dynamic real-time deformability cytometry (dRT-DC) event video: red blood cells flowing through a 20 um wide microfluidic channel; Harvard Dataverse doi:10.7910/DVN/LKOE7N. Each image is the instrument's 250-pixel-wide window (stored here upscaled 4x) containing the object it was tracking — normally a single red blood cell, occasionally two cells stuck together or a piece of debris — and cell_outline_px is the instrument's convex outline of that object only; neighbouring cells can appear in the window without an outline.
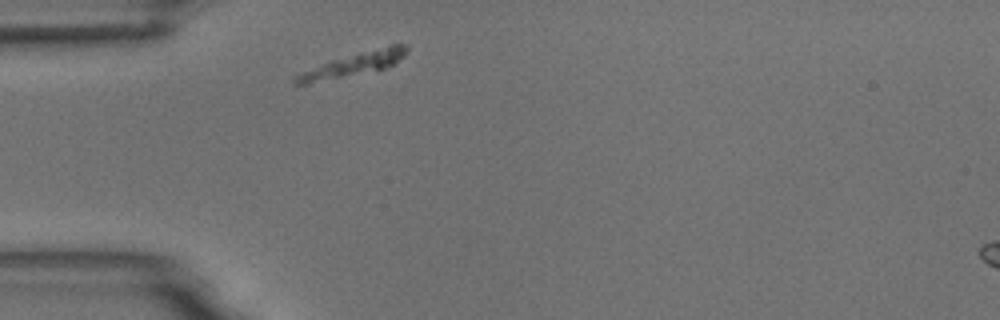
{"species": "common noctule bat (a hibernating species)", "species_latin": "Nyctalus noctula", "temperature_condition": "room temperature", "stored_images_in_passage": 1, "camera_frame_rate_fps": 3000, "um_per_image_px": 0.085, "animal": {"sex": "male", "body_mass_g": 18.8}, "frame": {"image": 1, "passage_image": 1, "time_ms": 0.0, "image_size_px": [1000, 320], "cell_outline_px": [[408, 48], [404, 56], [388, 68], [308, 84], [296, 84], [292, 80], [292, 76], [300, 72], [360, 52], [388, 44], [408, 44]], "centroid_in_image_um": [30.08, 5.48], "position_along_channel_um": 54.9, "area_um2": 15.03}}